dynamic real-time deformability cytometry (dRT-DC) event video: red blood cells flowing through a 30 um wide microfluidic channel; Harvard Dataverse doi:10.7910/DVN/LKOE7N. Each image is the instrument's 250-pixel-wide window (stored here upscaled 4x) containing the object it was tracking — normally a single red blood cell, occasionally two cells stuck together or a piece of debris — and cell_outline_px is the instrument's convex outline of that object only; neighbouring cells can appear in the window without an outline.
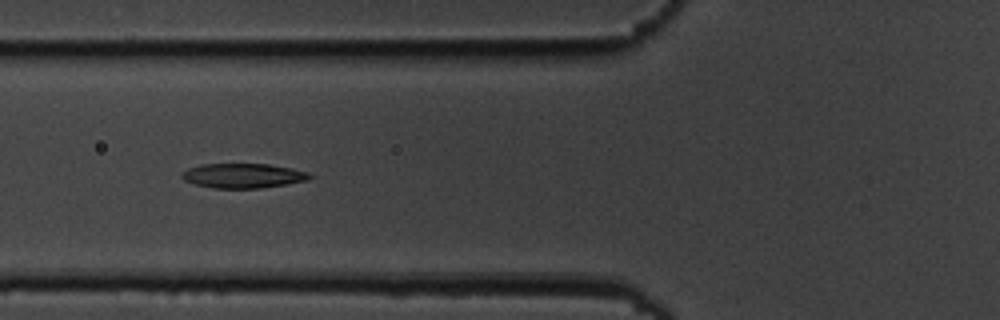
{"species": "common noctule bat (a hibernating species)", "species_latin": "Nyctalus noctula", "temperature_condition": "cold", "stored_images_in_passage": 5, "camera_frame_rate_fps": 3000, "um_per_image_px": 0.085, "animal": {"sex": "male", "body_mass_g": 19.5, "forearm_length_mm": 54.6}, "frame": {"image": 1, "passage_image": 4, "time_ms": 3.667, "image_size_px": [1000, 320], "cell_outline_px": [[316, 176], [308, 180], [260, 188], [212, 188], [196, 184], [184, 180], [180, 176], [188, 168], [200, 164], [268, 164], [292, 168], [308, 172]], "centroid_in_image_um": [20.69, 14.93], "position_along_channel_um": 105.1, "area_um2": 18.32}}
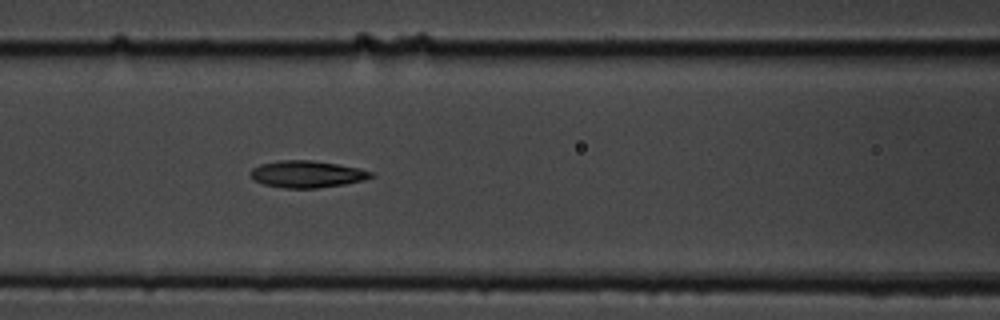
{"frame": {"image": 2, "passage_image": 5, "time_ms": 4.667, "image_size_px": [1000, 320], "cell_outline_px": [[376, 176], [364, 180], [344, 184], [316, 188], [284, 188], [264, 184], [256, 180], [248, 172], [252, 168], [260, 164], [280, 160], [312, 160], [336, 164], [356, 168], [372, 172]], "centroid_in_image_um": [26.08, 14.8], "position_along_channel_um": 140.5, "area_um2": 18.73}}